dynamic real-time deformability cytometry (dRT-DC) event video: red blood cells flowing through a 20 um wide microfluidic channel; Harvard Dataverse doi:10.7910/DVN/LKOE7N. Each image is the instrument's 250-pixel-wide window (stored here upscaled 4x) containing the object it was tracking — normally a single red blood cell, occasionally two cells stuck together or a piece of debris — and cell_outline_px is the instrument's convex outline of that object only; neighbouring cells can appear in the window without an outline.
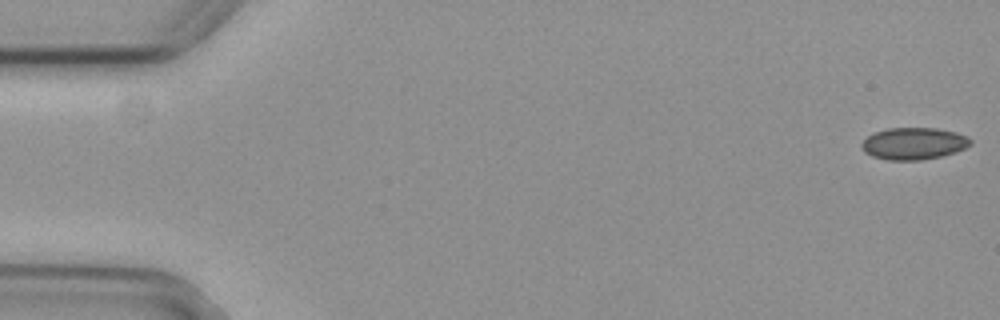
{"species": "common noctule bat (a hibernating species)", "species_latin": "Nyctalus noctula", "temperature_condition": "cold", "stored_images_in_passage": 55, "camera_frame_rate_fps": 3000, "um_per_image_px": 0.085, "animal": {"sex": "female", "body_mass_g": 29.2, "forearm_length_mm": 56.3}, "frame": {"image": 1, "passage_image": 1, "time_ms": 0.0, "image_size_px": [1000, 320], "cell_outline_px": [[972, 144], [956, 152], [940, 156], [920, 160], [888, 160], [872, 156], [864, 152], [860, 148], [860, 144], [868, 136], [876, 132], [888, 128], [936, 128], [956, 132], [968, 136], [972, 140]], "centroid_in_image_um": [77.67, 12.2], "position_along_channel_um": 7.3, "area_um2": 20.35}}
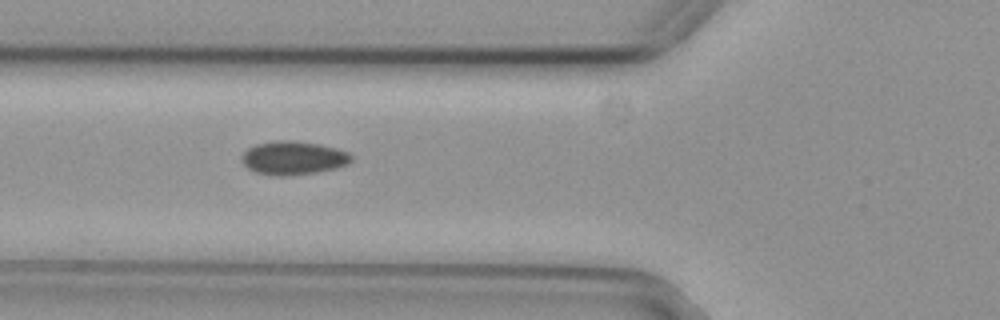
{"frame": {"image": 2, "passage_image": 20, "time_ms": 6.333, "image_size_px": [1000, 320], "cell_outline_px": [[352, 160], [348, 164], [336, 168], [316, 172], [284, 176], [272, 176], [256, 172], [248, 168], [244, 164], [240, 156], [248, 148], [256, 144], [276, 140], [292, 140], [320, 144], [336, 148], [348, 152], [352, 156]], "centroid_in_image_um": [24.92, 13.42], "position_along_channel_um": 100.9, "area_um2": 21.5}}
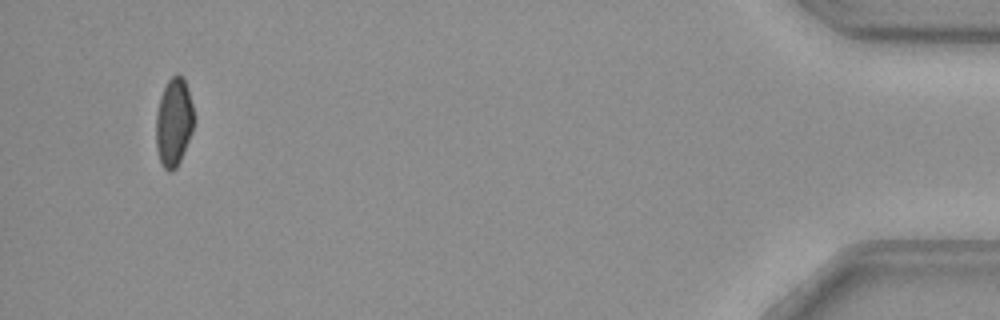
{"frame": {"image": 3, "passage_image": 52, "time_ms": 17.0, "image_size_px": [1000, 320], "cell_outline_px": [[192, 132], [180, 160], [176, 168], [172, 172], [168, 172], [164, 168], [160, 160], [156, 148], [156, 112], [160, 96], [168, 80], [176, 72], [184, 80], [192, 104]], "centroid_in_image_um": [14.74, 10.4], "position_along_channel_um": 420.5, "area_um2": 19.19}, "authors_computed_cell_mechanics": {"area_um2": 20.519, "velocity_mm_per_s": 3.7775, "shape_relaxation_time_tau1_ms": 10.3286, "shape_relaxation_time_tau2_ms": null, "deformation_change_tau1": 0.1042, "deformation_change_tau2": null}}